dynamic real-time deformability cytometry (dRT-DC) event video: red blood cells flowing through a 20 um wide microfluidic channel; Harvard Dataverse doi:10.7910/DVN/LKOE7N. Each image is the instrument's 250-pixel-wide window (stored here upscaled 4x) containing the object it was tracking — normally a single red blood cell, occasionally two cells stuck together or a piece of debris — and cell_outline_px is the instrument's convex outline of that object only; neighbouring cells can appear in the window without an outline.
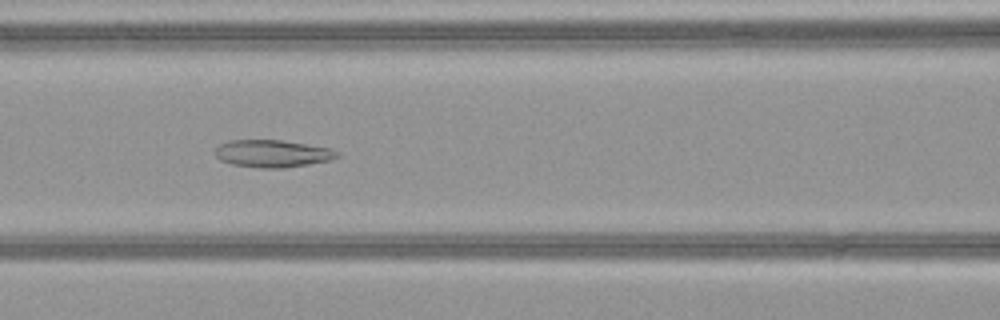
{"species": "common noctule bat (a hibernating species)", "species_latin": "Nyctalus noctula", "temperature_condition": "warm", "stored_images_in_passage": 52, "camera_frame_rate_fps": 3000, "um_per_image_px": 0.085, "animal": {"sex": "female", "body_mass_g": 21.9}, "frame": {"image": 1, "passage_image": 24, "time_ms": 7.667, "image_size_px": [1000, 320], "cell_outline_px": [[340, 156], [332, 160], [284, 168], [260, 168], [232, 164], [220, 160], [216, 156], [216, 148], [220, 144], [228, 140], [280, 140], [332, 148], [340, 152]], "centroid_in_image_um": [23.2, 13.05], "position_along_channel_um": 143.4, "area_um2": 19.54}}
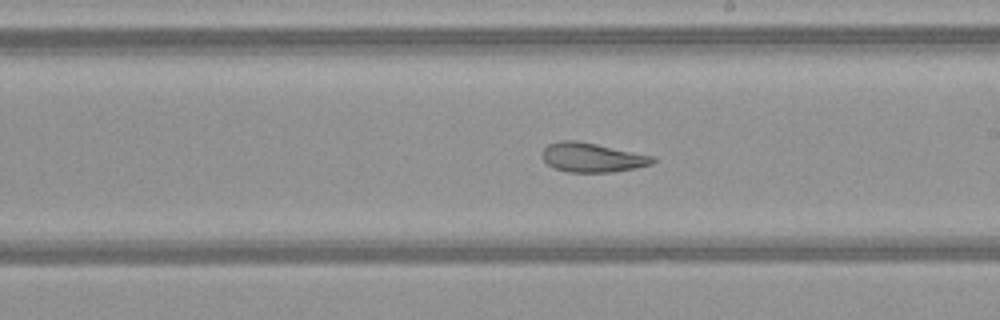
{"frame": {"image": 2, "passage_image": 31, "time_ms": 10.0, "image_size_px": [1000, 320], "cell_outline_px": [[656, 160], [652, 164], [636, 168], [612, 172], [568, 172], [556, 168], [548, 164], [544, 160], [544, 148], [548, 144], [560, 140], [576, 140], [656, 156]], "centroid_in_image_um": [50.39, 13.38], "position_along_channel_um": 238.6, "area_um2": 18.79}}
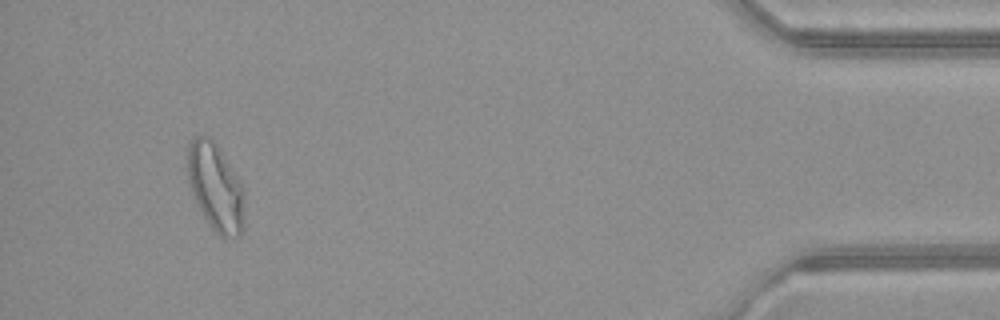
{"frame": {"image": 3, "passage_image": 49, "time_ms": 16.0, "image_size_px": [1000, 320], "cell_outline_px": [[244, 216], [240, 236], [220, 236], [212, 228], [204, 216], [192, 192], [188, 180], [188, 144], [196, 136], [208, 136], [216, 144], [244, 188]], "centroid_in_image_um": [18.33, 15.91], "position_along_channel_um": 416.9, "area_um2": 28.38}, "authors_computed_cell_mechanics": {"area_um2": 25.3742, "velocity_mm_per_s": 4.0831, "shape_relaxation_time_tau1_ms": 10.745, "shape_relaxation_time_tau2_ms": 1.1031, "deformation_change_tau1": 0.237, "deformation_change_tau2": 0.0804}}